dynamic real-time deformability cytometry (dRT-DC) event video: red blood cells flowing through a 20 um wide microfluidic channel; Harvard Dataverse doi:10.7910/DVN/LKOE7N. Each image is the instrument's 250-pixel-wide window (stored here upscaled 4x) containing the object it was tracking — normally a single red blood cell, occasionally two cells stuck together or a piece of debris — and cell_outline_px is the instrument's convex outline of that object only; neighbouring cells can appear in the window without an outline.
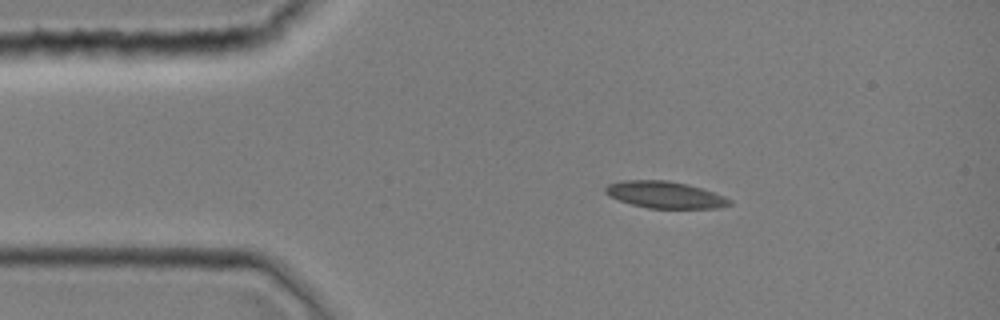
{"species": "common noctule bat (a hibernating species)", "species_latin": "Nyctalus noctula", "temperature_condition": "room temperature", "stored_images_in_passage": 43, "camera_frame_rate_fps": 3000, "um_per_image_px": 0.085, "animal": {"sex": "female", "body_mass_g": 19.0, "forearm_length_mm": 51.5}, "frame": {"image": 1, "passage_image": 7, "time_ms": 2.0, "image_size_px": [1000, 320], "cell_outline_px": [[732, 204], [720, 208], [648, 208], [632, 204], [620, 200], [604, 192], [604, 188], [608, 184], [620, 180], [668, 180], [688, 184], [724, 196], [732, 200]], "centroid_in_image_um": [56.53, 16.55], "position_along_channel_um": 28.5, "area_um2": 19.31}}
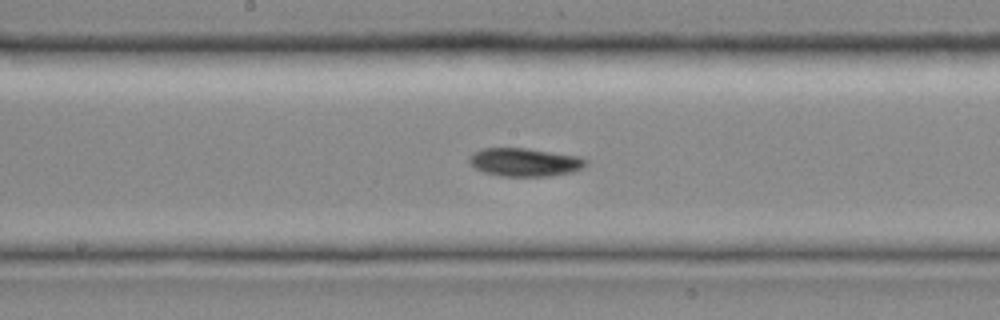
{"frame": {"image": 2, "passage_image": 22, "time_ms": 7.0, "image_size_px": [1000, 320], "cell_outline_px": [[588, 164], [584, 168], [572, 172], [548, 176], [504, 176], [484, 172], [476, 168], [468, 160], [468, 156], [472, 152], [480, 148], [528, 148], [580, 156], [588, 160]], "centroid_in_image_um": [44.63, 13.77], "position_along_channel_um": 203.6, "area_um2": 19.42}}
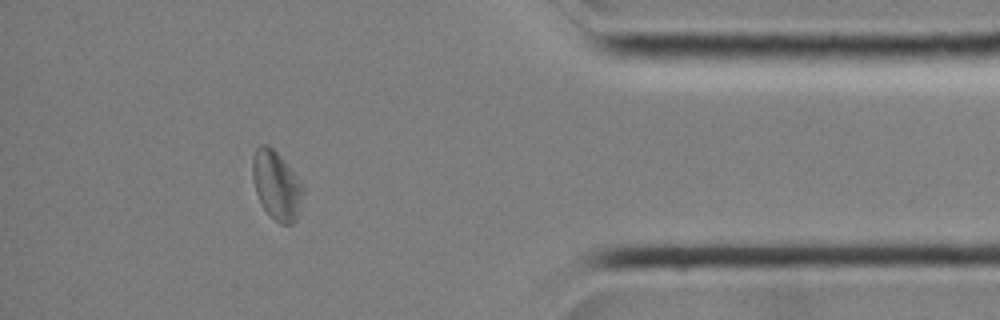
{"frame": {"image": 3, "passage_image": 38, "time_ms": 12.333, "image_size_px": [1000, 320], "cell_outline_px": [[304, 192], [296, 220], [292, 224], [280, 224], [264, 208], [256, 192], [252, 180], [252, 156], [256, 148], [260, 144], [268, 144], [280, 156], [304, 184]], "centroid_in_image_um": [23.5, 15.72], "position_along_channel_um": 411.7, "area_um2": 20.23}}